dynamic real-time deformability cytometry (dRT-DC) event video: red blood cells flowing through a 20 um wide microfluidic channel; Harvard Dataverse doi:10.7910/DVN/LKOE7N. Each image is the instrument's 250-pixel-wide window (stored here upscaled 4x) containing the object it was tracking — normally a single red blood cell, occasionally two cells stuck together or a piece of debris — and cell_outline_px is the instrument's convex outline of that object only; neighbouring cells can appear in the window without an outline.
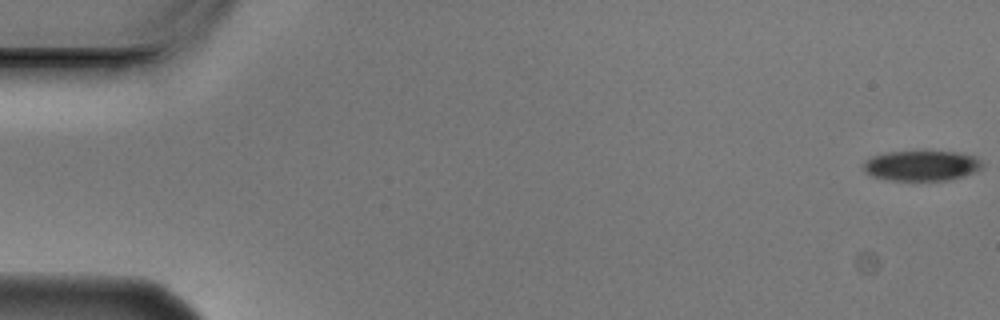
{"species": "Egyptian fruit bat (a non-hibernating species)", "species_latin": "Rousettus aegyptiacus", "temperature_condition": "cold", "stored_images_in_passage": 5, "camera_frame_rate_fps": 3000, "um_per_image_px": 0.085, "animal": {"sex": "male"}, "frame": {"image": 1, "passage_image": 1, "time_ms": 0.0, "image_size_px": [1000, 320], "cell_outline_px": [[984, 168], [980, 172], [948, 180], [892, 180], [872, 176], [864, 172], [864, 160], [872, 156], [884, 152], [960, 152], [976, 156], [984, 164]], "centroid_in_image_um": [78.4, 14.08], "position_along_channel_um": 6.6, "area_um2": 21.21}}
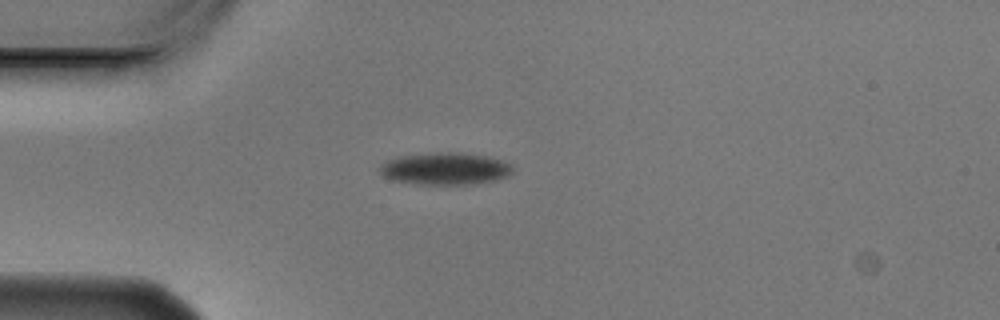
{"frame": {"image": 2, "passage_image": 5, "time_ms": 1.333, "image_size_px": [1000, 320], "cell_outline_px": [[512, 172], [508, 176], [496, 180], [472, 184], [416, 184], [392, 180], [380, 176], [376, 168], [380, 164], [388, 160], [400, 156], [440, 152], [452, 152], [484, 156], [504, 160], [512, 164]], "centroid_in_image_um": [37.79, 14.35], "position_along_channel_um": 47.2, "area_um2": 25.09}}